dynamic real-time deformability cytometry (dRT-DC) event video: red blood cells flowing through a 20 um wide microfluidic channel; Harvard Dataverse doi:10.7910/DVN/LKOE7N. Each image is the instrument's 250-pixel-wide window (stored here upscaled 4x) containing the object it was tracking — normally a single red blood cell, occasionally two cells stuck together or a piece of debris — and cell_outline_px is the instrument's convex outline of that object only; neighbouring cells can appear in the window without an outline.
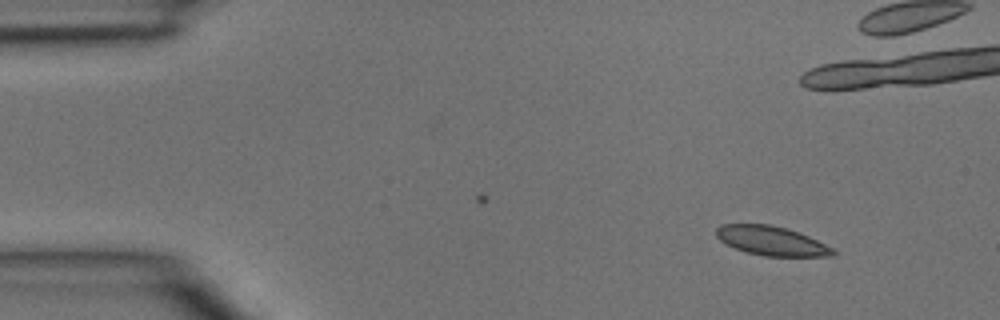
{"species": "common noctule bat (a hibernating species)", "species_latin": "Nyctalus noctula", "temperature_condition": "room temperature", "stored_images_in_passage": 5, "camera_frame_rate_fps": 3000, "um_per_image_px": 0.085, "animal": {"sex": "male", "body_mass_g": 15.6}, "frame": {"image": 1, "passage_image": 1, "time_ms": 0.0, "image_size_px": [1000, 320], "cell_outline_px": [[836, 256], [764, 256], [744, 252], [720, 240], [716, 236], [716, 228], [720, 224], [772, 224], [808, 236], [832, 248], [836, 252]], "centroid_in_image_um": [65.55, 20.47], "position_along_channel_um": 19.4, "area_um2": 19.71}}